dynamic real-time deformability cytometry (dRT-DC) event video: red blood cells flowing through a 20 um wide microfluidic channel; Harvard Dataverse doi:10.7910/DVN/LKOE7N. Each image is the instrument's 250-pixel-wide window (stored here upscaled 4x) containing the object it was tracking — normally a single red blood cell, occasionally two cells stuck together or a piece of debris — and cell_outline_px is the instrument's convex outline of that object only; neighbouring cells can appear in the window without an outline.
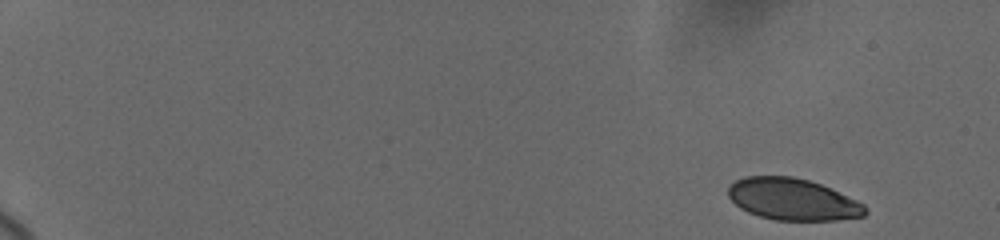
{"species": "human", "species_latin": "Homo sapiens", "temperature_condition": "cold", "stored_images_in_passage": 16, "camera_frame_rate_fps": 3000, "um_per_image_px": 0.085, "donor": {"sex": "female"}, "frame": {"image": 1, "passage_image": 1, "time_ms": 0.0, "image_size_px": [1000, 240], "cell_outline_px": [[868, 212], [864, 216], [836, 220], [776, 220], [760, 216], [748, 212], [740, 208], [728, 196], [728, 188], [736, 180], [744, 176], [792, 176], [808, 180], [820, 184], [856, 200], [864, 204], [868, 208]], "centroid_in_image_um": [67.38, 16.94], "position_along_channel_um": 17.6, "area_um2": 33.18}}
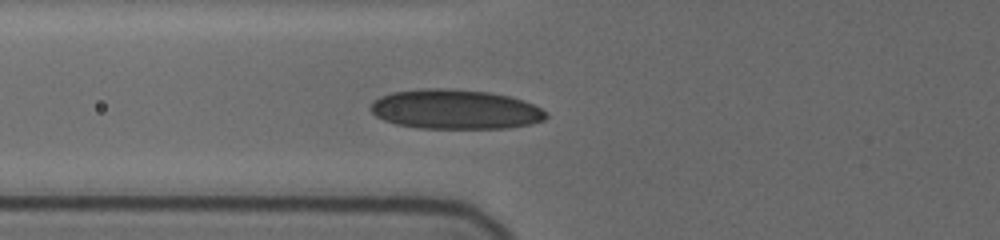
{"frame": {"image": 2, "passage_image": 14, "time_ms": 6.667, "image_size_px": [1000, 240], "cell_outline_px": [[548, 116], [544, 120], [532, 124], [508, 128], [420, 128], [396, 124], [384, 120], [376, 116], [368, 108], [372, 100], [380, 96], [392, 92], [424, 88], [448, 88], [488, 92], [508, 96], [532, 104], [548, 112]], "centroid_in_image_um": [38.66, 9.29], "position_along_channel_um": 87.1, "area_um2": 40.63}}
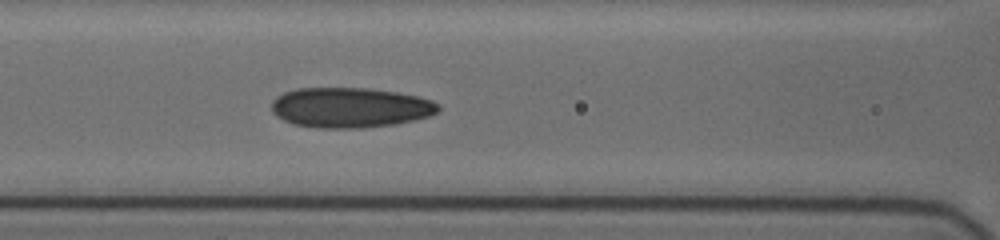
{"frame": {"image": 3, "passage_image": 16, "time_ms": 8.0, "image_size_px": [1000, 240], "cell_outline_px": [[440, 108], [436, 112], [428, 116], [396, 124], [364, 128], [320, 128], [292, 124], [276, 116], [272, 112], [272, 100], [276, 96], [284, 92], [296, 88], [368, 88], [396, 92], [416, 96], [432, 100], [440, 104]], "centroid_in_image_um": [29.73, 9.14], "position_along_channel_um": 136.9, "area_um2": 39.13}}